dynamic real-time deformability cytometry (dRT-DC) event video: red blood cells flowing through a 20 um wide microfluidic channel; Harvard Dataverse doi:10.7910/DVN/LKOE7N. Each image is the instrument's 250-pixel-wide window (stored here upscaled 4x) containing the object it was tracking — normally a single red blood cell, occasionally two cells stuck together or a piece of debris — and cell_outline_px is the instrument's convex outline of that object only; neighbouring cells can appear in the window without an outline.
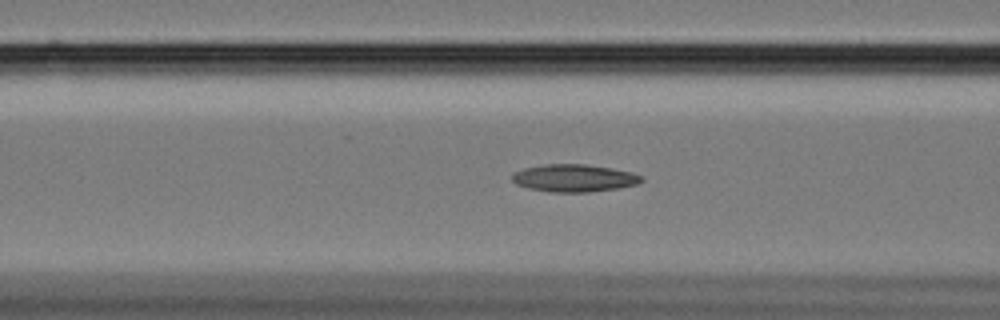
{"species": "Egyptian fruit bat (a non-hibernating species)", "species_latin": "Rousettus aegyptiacus", "temperature_condition": "cold", "stored_images_in_passage": 58, "camera_frame_rate_fps": 3000, "um_per_image_px": 0.085, "animal": {"sex": "female"}, "frame": {"image": 1, "passage_image": 23, "time_ms": 7.333, "image_size_px": [1000, 320], "cell_outline_px": [[644, 180], [636, 184], [620, 188], [588, 192], [548, 192], [528, 188], [516, 184], [512, 180], [512, 172], [524, 168], [544, 164], [584, 164], [612, 168], [632, 172], [640, 176]], "centroid_in_image_um": [48.77, 15.14], "position_along_channel_um": 117.8, "area_um2": 20.81}}
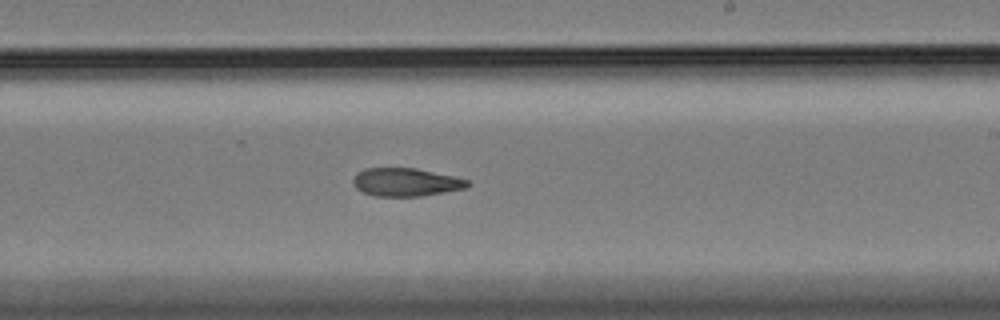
{"frame": {"image": 2, "passage_image": 35, "time_ms": 11.333, "image_size_px": [1000, 320], "cell_outline_px": [[472, 184], [464, 188], [444, 192], [420, 196], [376, 196], [364, 192], [356, 188], [352, 184], [352, 180], [356, 172], [364, 168], [416, 168], [452, 176], [468, 180]], "centroid_in_image_um": [34.45, 15.47], "position_along_channel_um": 254.5, "area_um2": 18.73}}
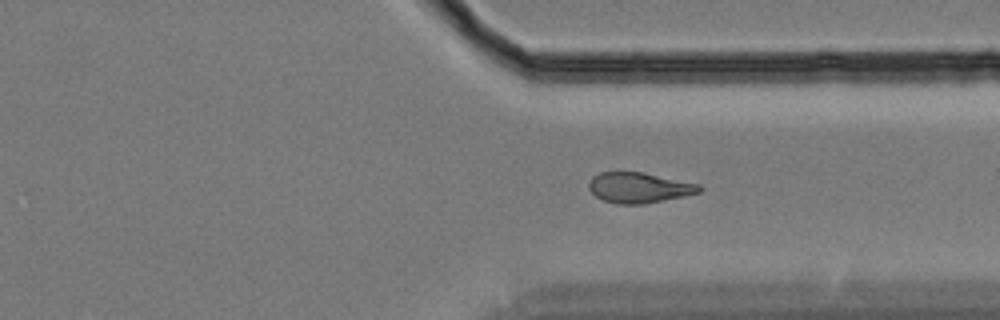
{"frame": {"image": 3, "passage_image": 44, "time_ms": 14.333, "image_size_px": [1000, 320], "cell_outline_px": [[704, 188], [700, 192], [684, 196], [644, 204], [616, 204], [604, 200], [596, 196], [588, 188], [588, 184], [592, 176], [600, 172], [640, 172], [700, 184]], "centroid_in_image_um": [54.32, 15.95], "position_along_channel_um": 357.1, "area_um2": 19.54}, "authors_computed_cell_mechanics": {"area_um2": 19.941, "velocity_mm_per_s": 3.4135, "shape_relaxation_time_tau1_ms": null, "shape_relaxation_time_tau2_ms": 6.3375, "deformation_change_tau1": null, "deformation_change_tau2": 0.1341}}